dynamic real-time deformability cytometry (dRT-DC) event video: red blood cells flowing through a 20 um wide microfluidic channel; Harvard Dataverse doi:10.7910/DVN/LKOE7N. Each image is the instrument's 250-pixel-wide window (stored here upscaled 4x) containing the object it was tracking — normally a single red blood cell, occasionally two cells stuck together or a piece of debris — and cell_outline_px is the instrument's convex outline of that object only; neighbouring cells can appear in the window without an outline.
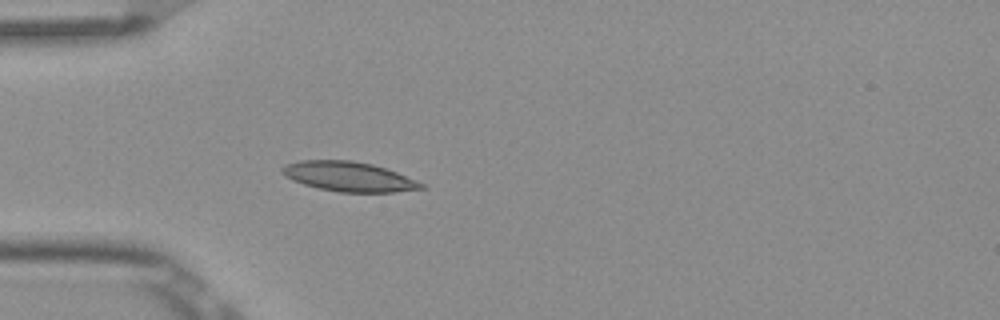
{"species": "Egyptian fruit bat (a non-hibernating species)", "species_latin": "Rousettus aegyptiacus", "temperature_condition": "room temperature", "stored_images_in_passage": 4, "camera_frame_rate_fps": 3000, "um_per_image_px": 0.085, "frame": {"image": 1, "passage_image": 4, "time_ms": 1.0, "image_size_px": [1000, 320], "cell_outline_px": [[428, 188], [396, 192], [340, 192], [316, 188], [292, 180], [284, 176], [280, 172], [280, 168], [284, 164], [300, 160], [352, 160], [372, 164], [396, 172], [416, 180], [424, 184]], "centroid_in_image_um": [29.61, 15.01], "position_along_channel_um": 55.4, "area_um2": 24.28}}